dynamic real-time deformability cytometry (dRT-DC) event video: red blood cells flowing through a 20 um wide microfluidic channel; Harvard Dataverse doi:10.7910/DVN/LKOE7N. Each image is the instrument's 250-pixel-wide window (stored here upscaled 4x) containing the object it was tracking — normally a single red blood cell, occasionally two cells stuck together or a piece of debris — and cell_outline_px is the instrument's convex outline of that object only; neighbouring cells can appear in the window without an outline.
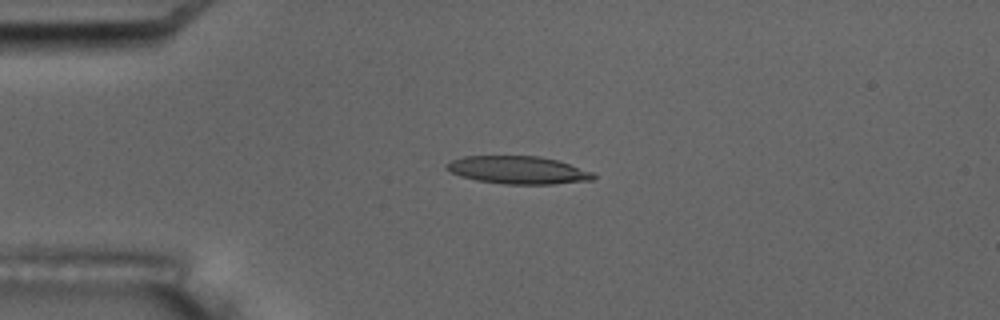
{"species": "common noctule bat (a hibernating species)", "species_latin": "Nyctalus noctula", "temperature_condition": "room temperature", "stored_images_in_passage": 8, "camera_frame_rate_fps": 3000, "um_per_image_px": 0.085, "animal": {"sex": "male", "body_mass_g": 17.5, "forearm_length_mm": 52.3}, "frame": {"image": 1, "passage_image": 3, "time_ms": 3.333, "image_size_px": [1000, 320], "cell_outline_px": [[596, 176], [592, 180], [552, 184], [504, 184], [476, 180], [460, 176], [444, 168], [444, 164], [452, 160], [464, 156], [540, 156], [556, 160], [592, 172]], "centroid_in_image_um": [43.99, 14.45], "position_along_channel_um": 41.0, "area_um2": 23.64}}
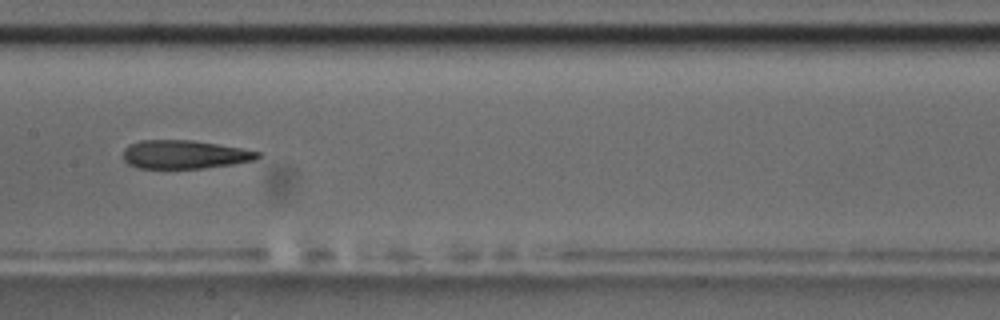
{"frame": {"image": 2, "passage_image": 7, "time_ms": 8.333, "image_size_px": [1000, 320], "cell_outline_px": [[260, 156], [256, 160], [232, 164], [204, 168], [136, 168], [128, 164], [124, 160], [124, 148], [128, 144], [140, 140], [192, 140], [240, 148], [260, 152]], "centroid_in_image_um": [15.65, 13.13], "position_along_channel_um": 191.7, "area_um2": 22.31}}